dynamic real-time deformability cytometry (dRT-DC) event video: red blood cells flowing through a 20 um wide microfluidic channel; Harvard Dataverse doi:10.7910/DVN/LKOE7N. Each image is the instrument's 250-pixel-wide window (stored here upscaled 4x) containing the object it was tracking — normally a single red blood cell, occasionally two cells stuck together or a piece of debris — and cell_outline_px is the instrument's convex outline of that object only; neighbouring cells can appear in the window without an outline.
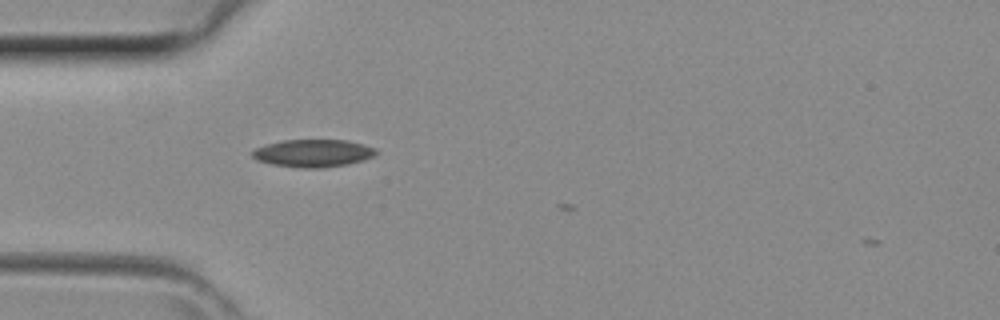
{"species": "common noctule bat (a hibernating species)", "species_latin": "Nyctalus noctula", "temperature_condition": "room temperature", "stored_images_in_passage": 2, "camera_frame_rate_fps": 3000, "um_per_image_px": 0.085, "animal": {"sex": "female", "body_mass_g": 29.2, "forearm_length_mm": 56.3}, "frame": {"image": 1, "passage_image": 1, "time_ms": 0.0, "image_size_px": [1000, 320], "cell_outline_px": [[376, 152], [372, 156], [364, 160], [348, 164], [324, 168], [304, 168], [272, 164], [256, 160], [252, 156], [252, 152], [256, 148], [264, 144], [280, 140], [348, 140], [376, 148]], "centroid_in_image_um": [26.59, 13.02], "position_along_channel_um": 58.4, "area_um2": 19.94}}